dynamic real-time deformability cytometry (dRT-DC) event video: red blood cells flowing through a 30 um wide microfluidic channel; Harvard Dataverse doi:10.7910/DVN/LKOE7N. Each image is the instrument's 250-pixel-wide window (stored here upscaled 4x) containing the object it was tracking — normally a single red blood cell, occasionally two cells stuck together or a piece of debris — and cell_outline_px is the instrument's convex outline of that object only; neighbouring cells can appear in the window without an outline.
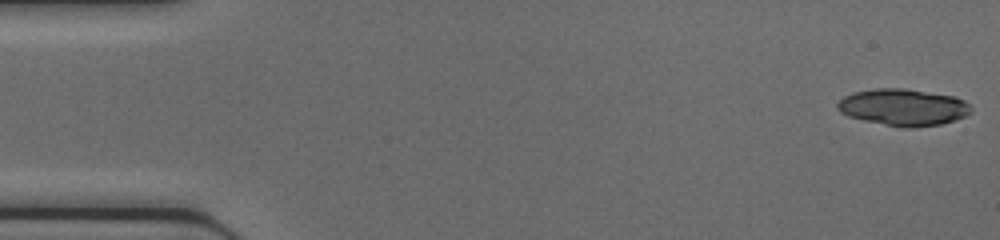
{"species": "common noctule bat (a hibernating species)", "species_latin": "Nyctalus noctula", "temperature_condition": "cold", "stored_images_in_passage": 45, "camera_frame_rate_fps": 3000, "um_per_image_px": 0.085, "animal": {"sex": "female", "body_mass_g": 17.0, "forearm_length_mm": 48.0}, "frame": {"image": 1, "passage_image": 1, "time_ms": 0.0, "image_size_px": [1000, 240], "cell_outline_px": [[972, 112], [956, 120], [940, 124], [912, 128], [904, 128], [864, 120], [848, 116], [840, 112], [836, 108], [836, 104], [844, 96], [852, 92], [872, 88], [900, 88], [956, 96], [964, 100], [972, 108]], "centroid_in_image_um": [76.77, 9.11], "position_along_channel_um": 8.2, "area_um2": 28.73}}
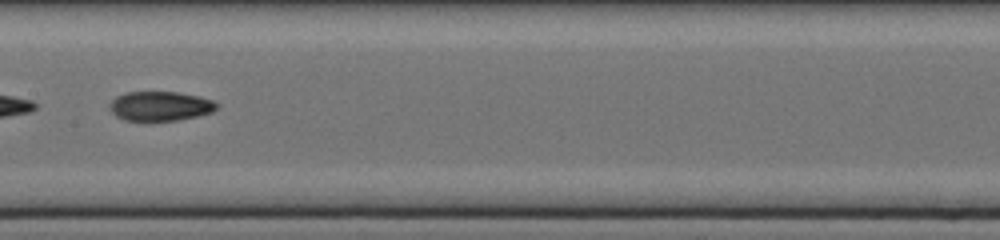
{"frame": {"image": 2, "passage_image": 23, "time_ms": 7.333, "image_size_px": [1000, 240], "cell_outline_px": [[216, 108], [212, 112], [196, 116], [176, 120], [124, 120], [116, 116], [108, 108], [108, 104], [116, 96], [124, 92], [176, 92], [200, 96], [212, 100], [216, 104]], "centroid_in_image_um": [13.56, 9.0], "position_along_channel_um": 193.8, "area_um2": 18.26}}
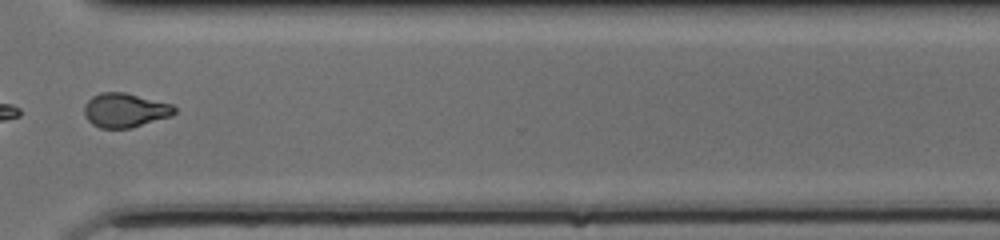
{"frame": {"image": 3, "passage_image": 34, "time_ms": 11.0, "image_size_px": [1000, 240], "cell_outline_px": [[176, 112], [172, 116], [132, 128], [100, 128], [92, 124], [84, 116], [84, 104], [92, 96], [100, 92], [124, 92], [172, 104], [176, 108]], "centroid_in_image_um": [10.62, 9.37], "position_along_channel_um": 360.0, "area_um2": 18.15}}